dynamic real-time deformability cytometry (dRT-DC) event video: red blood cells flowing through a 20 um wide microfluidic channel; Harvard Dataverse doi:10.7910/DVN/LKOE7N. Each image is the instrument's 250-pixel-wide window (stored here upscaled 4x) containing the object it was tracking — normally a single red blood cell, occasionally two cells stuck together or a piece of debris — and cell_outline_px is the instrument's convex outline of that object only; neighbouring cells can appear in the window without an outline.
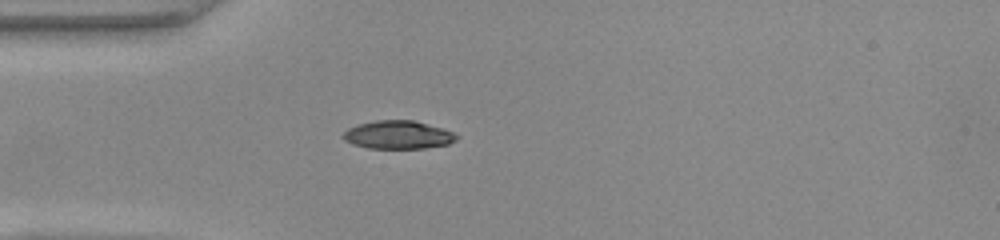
{"species": "common noctule bat (a hibernating species)", "species_latin": "Nyctalus noctula", "temperature_condition": "warm", "stored_images_in_passage": 48, "camera_frame_rate_fps": 3000, "um_per_image_px": 0.085, "animal": {"sex": "female", "body_mass_g": 22.0, "forearm_length_mm": 56.7}, "frame": {"image": 1, "passage_image": 13, "time_ms": 4.0, "image_size_px": [1000, 240], "cell_outline_px": [[460, 136], [456, 140], [448, 144], [424, 148], [368, 148], [352, 144], [344, 140], [340, 136], [348, 128], [360, 124], [376, 120], [412, 120], [444, 128]], "centroid_in_image_um": [33.83, 11.46], "position_along_channel_um": 51.2, "area_um2": 18.67}}
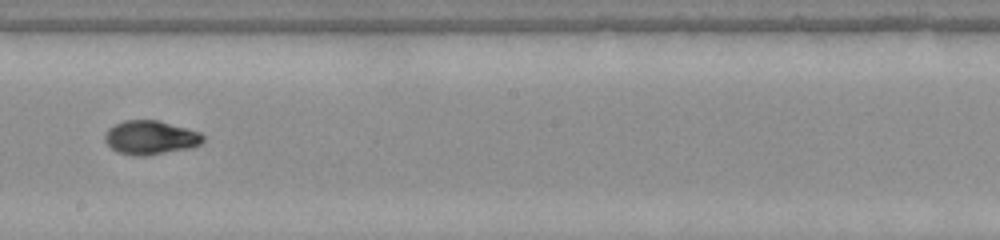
{"frame": {"image": 2, "passage_image": 27, "time_ms": 8.667, "image_size_px": [1000, 240], "cell_outline_px": [[204, 140], [200, 144], [192, 148], [148, 156], [132, 156], [116, 152], [104, 140], [104, 136], [108, 128], [124, 120], [156, 120], [200, 132], [204, 136]], "centroid_in_image_um": [12.78, 11.71], "position_along_channel_um": 235.4, "area_um2": 19.54}}
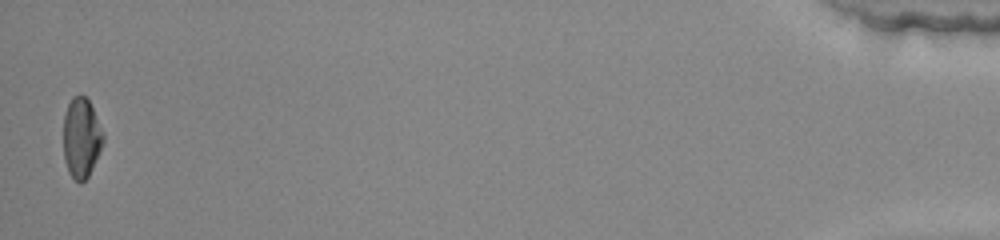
{"frame": {"image": 3, "passage_image": 48, "time_ms": 15.667, "image_size_px": [1000, 240], "cell_outline_px": [[104, 140], [92, 168], [88, 176], [80, 184], [68, 172], [64, 160], [64, 116], [68, 104], [72, 96], [84, 96], [88, 100], [104, 132]], "centroid_in_image_um": [6.91, 11.72], "position_along_channel_um": 428.3, "area_um2": 18.32}, "authors_computed_cell_mechanics": {"area_um2": 18.6983, "velocity_mm_per_s": 4.1382, "shape_relaxation_time_tau1_ms": 6.785, "shape_relaxation_time_tau2_ms": 1.0274, "deformation_change_tau1": 0.248, "deformation_change_tau2": 0.0379}}